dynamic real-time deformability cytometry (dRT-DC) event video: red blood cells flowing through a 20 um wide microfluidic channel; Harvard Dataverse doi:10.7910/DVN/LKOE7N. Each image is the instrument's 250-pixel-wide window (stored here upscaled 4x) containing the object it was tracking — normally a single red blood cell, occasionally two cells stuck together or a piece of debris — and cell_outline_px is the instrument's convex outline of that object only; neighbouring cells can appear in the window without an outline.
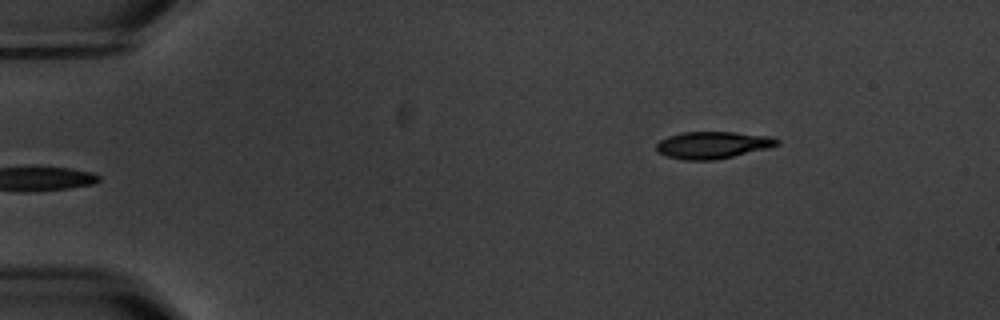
{"species": "common noctule bat (a hibernating species)", "species_latin": "Nyctalus noctula", "temperature_condition": "warm", "stored_images_in_passage": 6, "camera_frame_rate_fps": 3000, "um_per_image_px": 0.085, "animal": {"sex": "male", "body_mass_g": 20.1, "forearm_length_mm": 53.5}, "frame": {"image": 1, "passage_image": 6, "time_ms": 6.0, "image_size_px": [1000, 320], "cell_outline_px": [[780, 144], [768, 148], [716, 160], [684, 160], [668, 156], [656, 152], [656, 144], [660, 140], [668, 136], [680, 132], [732, 132], [772, 136], [780, 140]], "centroid_in_image_um": [60.58, 12.32], "position_along_channel_um": 24.4, "area_um2": 19.13}}